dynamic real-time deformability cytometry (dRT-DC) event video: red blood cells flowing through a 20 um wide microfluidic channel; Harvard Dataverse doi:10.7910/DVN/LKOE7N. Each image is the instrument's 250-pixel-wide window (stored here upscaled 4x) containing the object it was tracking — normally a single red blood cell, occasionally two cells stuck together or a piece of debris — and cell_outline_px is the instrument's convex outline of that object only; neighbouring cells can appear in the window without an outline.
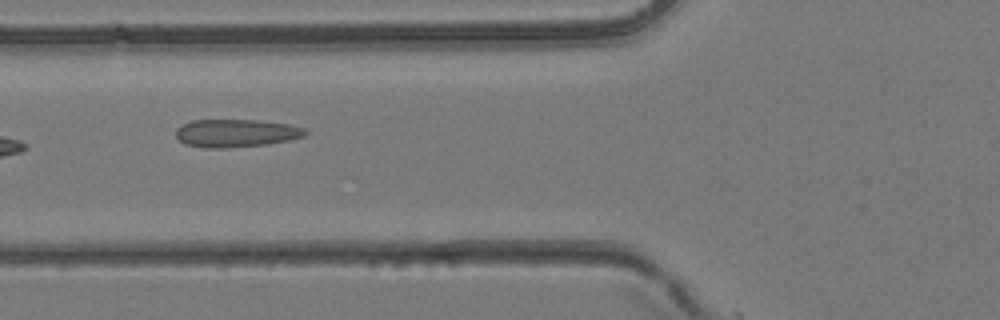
{"species": "common noctule bat (a hibernating species)", "species_latin": "Nyctalus noctula", "temperature_condition": "room temperature", "stored_images_in_passage": 4, "camera_frame_rate_fps": 3000, "um_per_image_px": 0.085, "animal": {"sex": "female", "body_mass_g": 24.6, "forearm_length_mm": 56.2}, "frame": {"image": 1, "passage_image": 3, "time_ms": 0.667, "image_size_px": [1000, 320], "cell_outline_px": [[308, 132], [304, 136], [288, 140], [268, 144], [220, 148], [208, 148], [184, 144], [176, 136], [176, 128], [192, 120], [260, 120], [288, 124], [304, 128]], "centroid_in_image_um": [20.06, 11.31], "position_along_channel_um": 105.7, "area_um2": 20.92}}
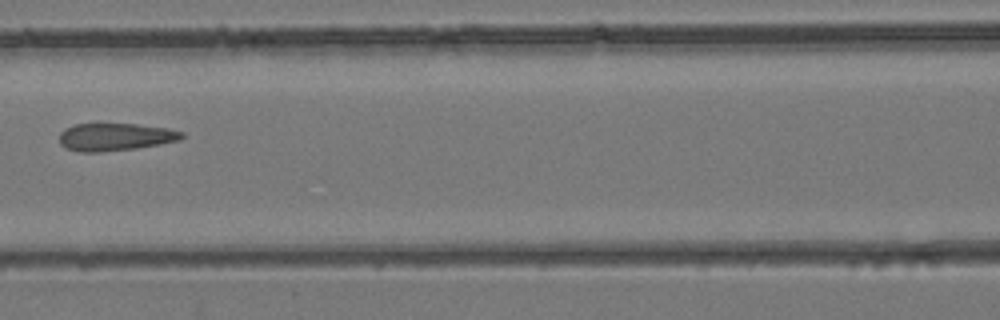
{"frame": {"image": 2, "passage_image": 4, "time_ms": 1.0, "image_size_px": [1000, 320], "cell_outline_px": [[184, 136], [180, 140], [160, 144], [136, 148], [100, 152], [80, 152], [64, 148], [60, 144], [60, 132], [64, 128], [76, 124], [136, 124], [168, 128], [184, 132]], "centroid_in_image_um": [9.78, 11.64], "position_along_channel_um": 156.8, "area_um2": 19.77}}